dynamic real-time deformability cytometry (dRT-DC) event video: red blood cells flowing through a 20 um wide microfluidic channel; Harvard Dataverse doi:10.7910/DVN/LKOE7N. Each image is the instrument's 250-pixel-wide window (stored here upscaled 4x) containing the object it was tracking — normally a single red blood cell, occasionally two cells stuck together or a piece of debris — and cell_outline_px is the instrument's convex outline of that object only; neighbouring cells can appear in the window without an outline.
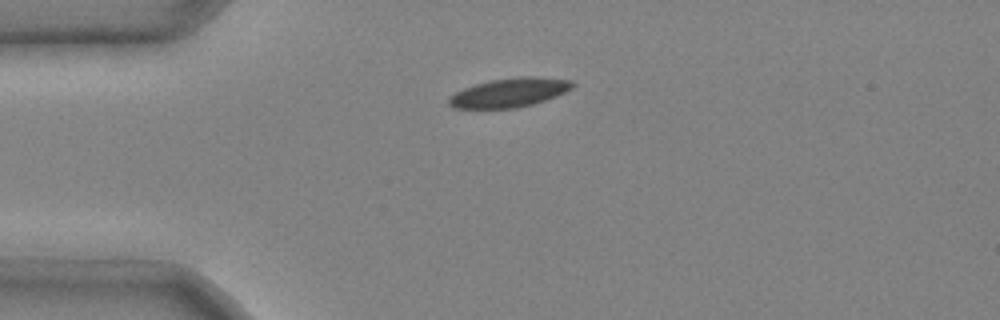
{"species": "common noctule bat (a hibernating species)", "species_latin": "Nyctalus noctula", "temperature_condition": "cold", "stored_images_in_passage": 4, "camera_frame_rate_fps": 3000, "um_per_image_px": 0.085, "animal": {"sex": "male", "body_mass_g": 20.4}, "frame": {"image": 1, "passage_image": 1, "time_ms": 0.0, "image_size_px": [1000, 320], "cell_outline_px": [[576, 84], [572, 88], [556, 96], [532, 104], [516, 108], [452, 108], [448, 104], [448, 96], [464, 88], [476, 84], [492, 80], [520, 76], [536, 76], [572, 80]], "centroid_in_image_um": [43.3, 7.86], "position_along_channel_um": 41.7, "area_um2": 20.92}}
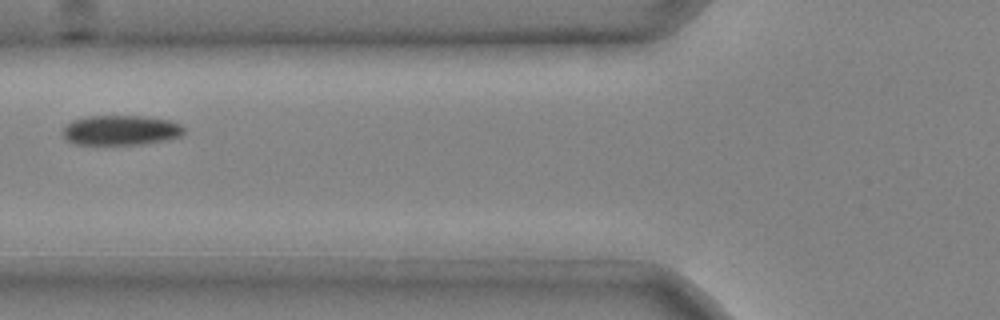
{"frame": {"image": 2, "passage_image": 3, "time_ms": 0.667, "image_size_px": [1000, 320], "cell_outline_px": [[184, 132], [180, 136], [168, 140], [144, 144], [72, 144], [64, 136], [64, 128], [72, 120], [88, 116], [144, 116], [168, 120], [180, 124], [184, 128]], "centroid_in_image_um": [10.29, 11.07], "position_along_channel_um": 115.5, "area_um2": 21.04}}
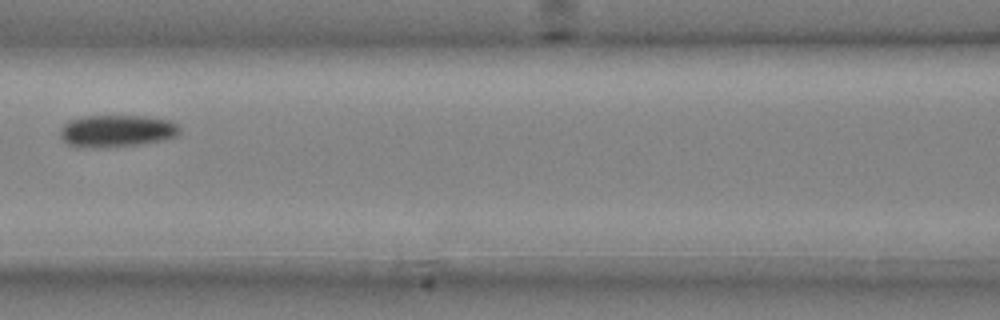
{"frame": {"image": 3, "passage_image": 4, "time_ms": 1.0, "image_size_px": [1000, 320], "cell_outline_px": [[180, 132], [176, 136], [164, 140], [140, 144], [100, 148], [96, 148], [68, 144], [60, 136], [60, 128], [68, 120], [80, 116], [144, 116], [168, 120], [180, 124]], "centroid_in_image_um": [9.94, 11.12], "position_along_channel_um": 156.7, "area_um2": 22.48}}